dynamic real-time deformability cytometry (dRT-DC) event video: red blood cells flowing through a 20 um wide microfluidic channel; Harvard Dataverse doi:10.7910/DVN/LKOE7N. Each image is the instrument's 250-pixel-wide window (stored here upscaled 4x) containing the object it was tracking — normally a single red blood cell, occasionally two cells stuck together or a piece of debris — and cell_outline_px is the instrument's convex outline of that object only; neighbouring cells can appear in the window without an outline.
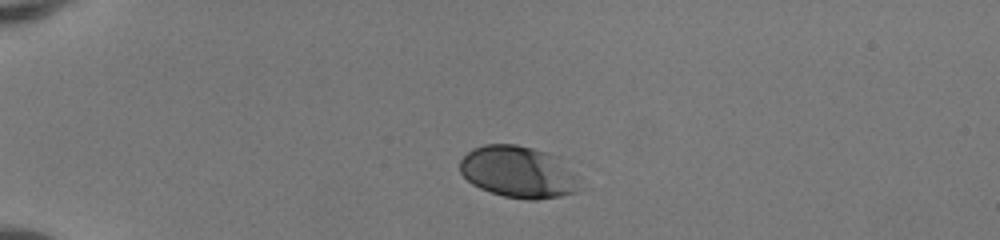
{"species": "human", "species_latin": "Homo sapiens", "temperature_condition": "room temperature", "stored_images_in_passage": 39, "camera_frame_rate_fps": 3000, "um_per_image_px": 0.085, "donor": {"sex": "female"}, "frame": {"image": 1, "passage_image": 1, "time_ms": 0.0, "image_size_px": [1000, 240], "cell_outline_px": [[584, 188], [576, 192], [560, 196], [536, 200], [528, 200], [504, 196], [480, 188], [472, 184], [460, 172], [460, 160], [472, 148], [484, 144], [516, 144], [548, 152], [560, 156], [580, 176]], "centroid_in_image_um": [44.16, 14.62], "position_along_channel_um": 40.8, "area_um2": 36.99}}
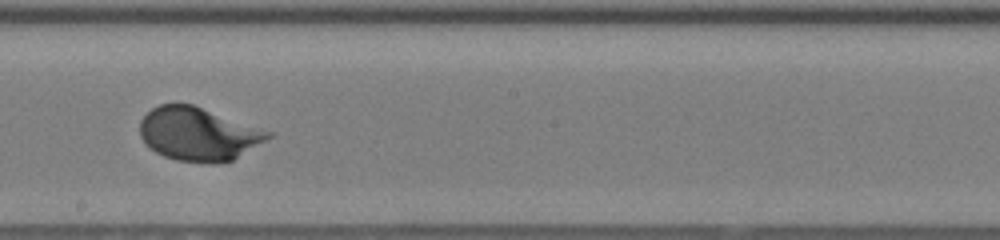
{"frame": {"image": 2, "passage_image": 19, "time_ms": 6.0, "image_size_px": [1000, 240], "cell_outline_px": [[276, 132], [272, 136], [232, 160], [216, 164], [208, 164], [176, 160], [164, 156], [156, 152], [140, 136], [140, 120], [152, 108], [160, 104], [192, 104]], "centroid_in_image_um": [16.9, 11.39], "position_along_channel_um": 231.3, "area_um2": 39.88}}
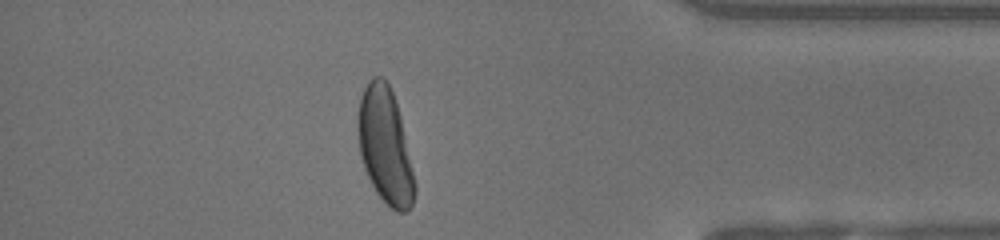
{"frame": {"image": 3, "passage_image": 33, "time_ms": 10.667, "image_size_px": [1000, 240], "cell_outline_px": [[416, 192], [412, 204], [404, 212], [396, 212], [376, 192], [364, 168], [360, 156], [356, 128], [356, 120], [360, 100], [364, 88], [368, 80], [372, 76], [380, 76], [388, 84], [392, 92], [400, 116], [416, 184]], "centroid_in_image_um": [32.71, 12.39], "position_along_channel_um": 402.5, "area_um2": 38.09}, "authors_computed_cell_mechanics": {"area_um2": 38.437, "velocity_mm_per_s": 4.1401, "shape_relaxation_time_tau1_ms": 2.5289, "shape_relaxation_time_tau2_ms": null, "deformation_change_tau1": 0.1556, "deformation_change_tau2": null}}